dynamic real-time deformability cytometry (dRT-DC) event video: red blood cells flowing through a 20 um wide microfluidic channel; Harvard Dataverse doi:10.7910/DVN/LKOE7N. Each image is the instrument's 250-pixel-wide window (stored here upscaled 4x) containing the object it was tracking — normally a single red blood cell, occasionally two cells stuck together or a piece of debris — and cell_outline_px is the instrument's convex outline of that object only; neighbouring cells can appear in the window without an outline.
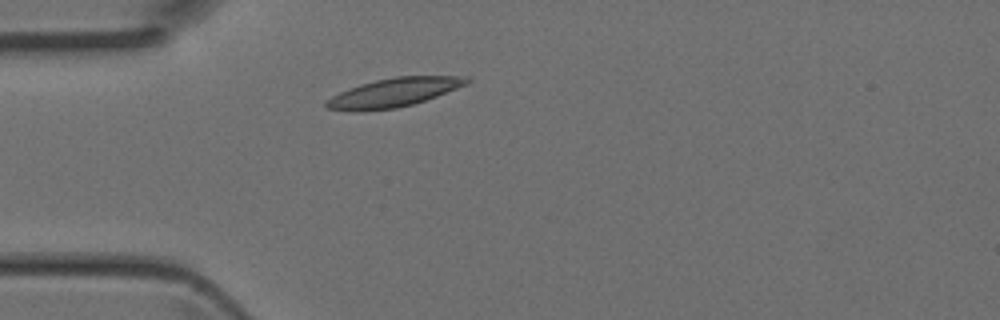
{"species": "Egyptian fruit bat (a non-hibernating species)", "species_latin": "Rousettus aegyptiacus", "temperature_condition": "room temperature", "stored_images_in_passage": 2, "camera_frame_rate_fps": 3000, "um_per_image_px": 0.085, "animal": {"sex": "female"}, "frame": {"image": 1, "passage_image": 2, "time_ms": 0.333, "image_size_px": [1000, 320], "cell_outline_px": [[472, 80], [468, 84], [436, 96], [412, 104], [396, 108], [360, 112], [352, 112], [328, 108], [324, 104], [324, 100], [348, 88], [360, 84], [376, 80], [396, 76], [468, 76]], "centroid_in_image_um": [33.45, 7.87], "position_along_channel_um": 51.6, "area_um2": 23.7}}